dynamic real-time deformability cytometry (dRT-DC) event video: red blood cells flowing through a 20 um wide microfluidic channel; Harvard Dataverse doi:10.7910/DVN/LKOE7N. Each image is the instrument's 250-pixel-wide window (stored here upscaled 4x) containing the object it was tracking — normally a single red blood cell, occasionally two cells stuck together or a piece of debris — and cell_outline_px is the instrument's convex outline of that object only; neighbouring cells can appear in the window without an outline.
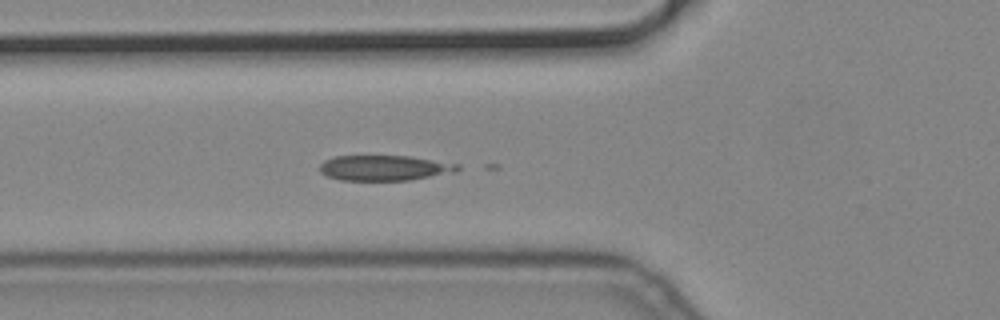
{"species": "common noctule bat (a hibernating species)", "species_latin": "Nyctalus noctula", "temperature_condition": "cold", "stored_images_in_passage": 39, "camera_frame_rate_fps": 3000, "um_per_image_px": 0.085, "animal": {"sex": "male", "body_mass_g": 19.2, "forearm_length_mm": 51.8}, "frame": {"image": 1, "passage_image": 2, "time_ms": 0.333, "image_size_px": [1000, 320], "cell_outline_px": [[460, 168], [456, 172], [408, 180], [340, 180], [328, 176], [320, 172], [320, 164], [324, 160], [336, 156], [408, 156], [460, 164]], "centroid_in_image_um": [32.68, 14.27], "position_along_channel_um": 93.1, "area_um2": 20.23}}
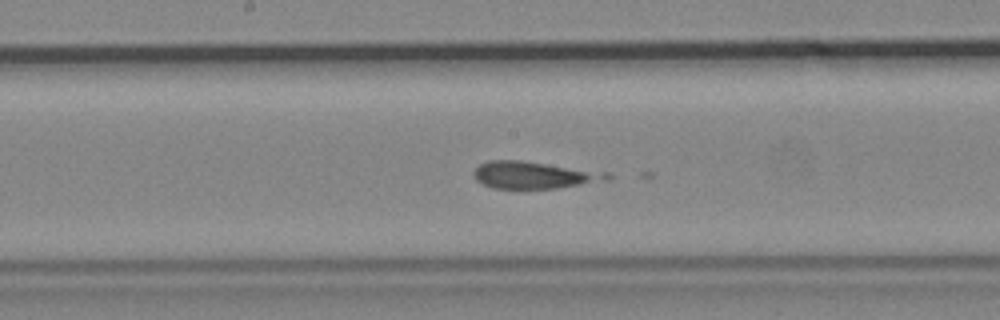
{"frame": {"image": 2, "passage_image": 11, "time_ms": 3.333, "image_size_px": [1000, 320], "cell_outline_px": [[612, 176], [608, 180], [556, 188], [520, 192], [496, 188], [484, 184], [476, 180], [472, 172], [480, 164], [488, 160], [520, 160], [608, 172]], "centroid_in_image_um": [45.35, 14.91], "position_along_channel_um": 202.8, "area_um2": 21.73}}
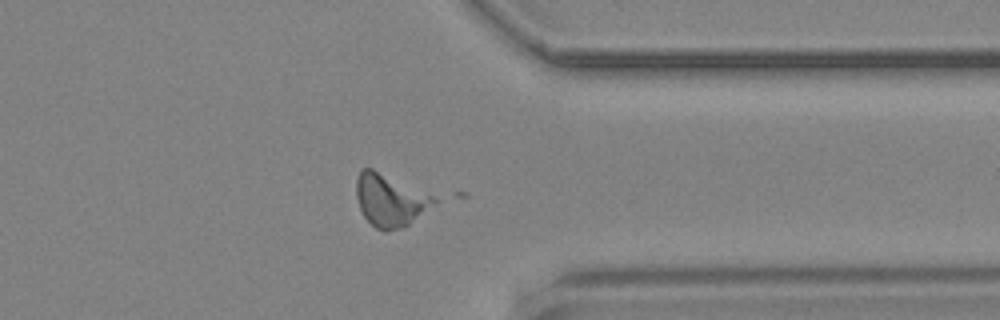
{"frame": {"image": 3, "passage_image": 26, "time_ms": 8.333, "image_size_px": [1000, 320], "cell_outline_px": [[436, 200], [404, 228], [376, 228], [364, 216], [360, 208], [356, 196], [356, 180], [360, 168], [372, 168], [432, 196]], "centroid_in_image_um": [33.06, 16.98], "position_along_channel_um": 378.3, "area_um2": 22.6}}